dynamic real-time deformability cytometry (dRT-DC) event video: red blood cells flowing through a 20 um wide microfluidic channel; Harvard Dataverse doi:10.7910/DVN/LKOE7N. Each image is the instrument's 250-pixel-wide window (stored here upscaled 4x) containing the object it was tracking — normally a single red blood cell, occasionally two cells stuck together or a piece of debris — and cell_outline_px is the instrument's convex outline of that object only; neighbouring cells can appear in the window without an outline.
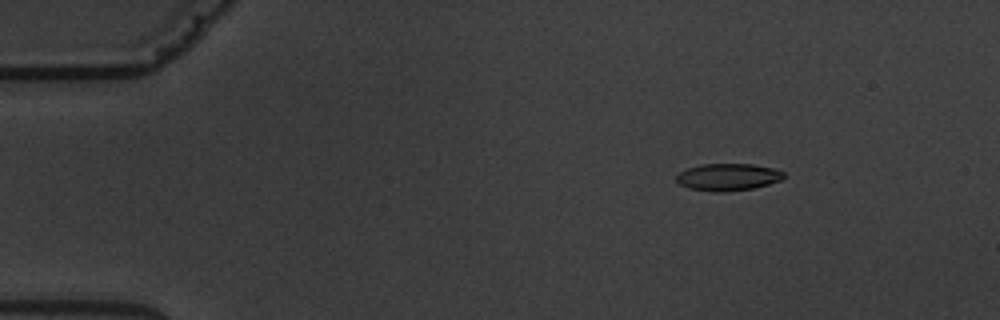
{"species": "common noctule bat (a hibernating species)", "species_latin": "Nyctalus noctula", "temperature_condition": "warm", "stored_images_in_passage": 7, "camera_frame_rate_fps": 3000, "um_per_image_px": 0.085, "animal": {"sex": "male", "body_mass_g": 19.5, "forearm_length_mm": 54.6}, "frame": {"image": 1, "passage_image": 3, "time_ms": 2.333, "image_size_px": [1000, 320], "cell_outline_px": [[784, 176], [780, 180], [768, 184], [752, 188], [720, 192], [688, 188], [680, 184], [676, 180], [676, 176], [680, 172], [688, 168], [700, 164], [752, 164], [772, 168], [784, 172]], "centroid_in_image_um": [61.85, 15.04], "position_along_channel_um": 23.1, "area_um2": 16.7}}
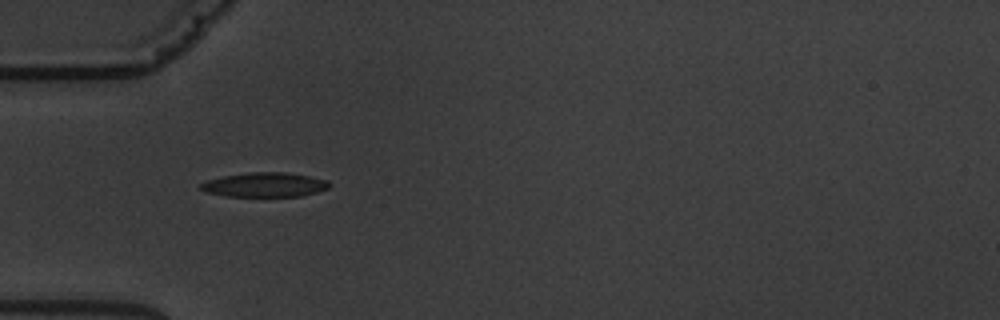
{"frame": {"image": 2, "passage_image": 6, "time_ms": 5.667, "image_size_px": [1000, 320], "cell_outline_px": [[332, 184], [328, 188], [316, 192], [300, 196], [228, 196], [204, 192], [200, 188], [200, 184], [208, 180], [224, 176], [252, 172], [284, 172], [308, 176], [328, 180]], "centroid_in_image_um": [22.51, 15.7], "position_along_channel_um": 62.5, "area_um2": 18.15}}